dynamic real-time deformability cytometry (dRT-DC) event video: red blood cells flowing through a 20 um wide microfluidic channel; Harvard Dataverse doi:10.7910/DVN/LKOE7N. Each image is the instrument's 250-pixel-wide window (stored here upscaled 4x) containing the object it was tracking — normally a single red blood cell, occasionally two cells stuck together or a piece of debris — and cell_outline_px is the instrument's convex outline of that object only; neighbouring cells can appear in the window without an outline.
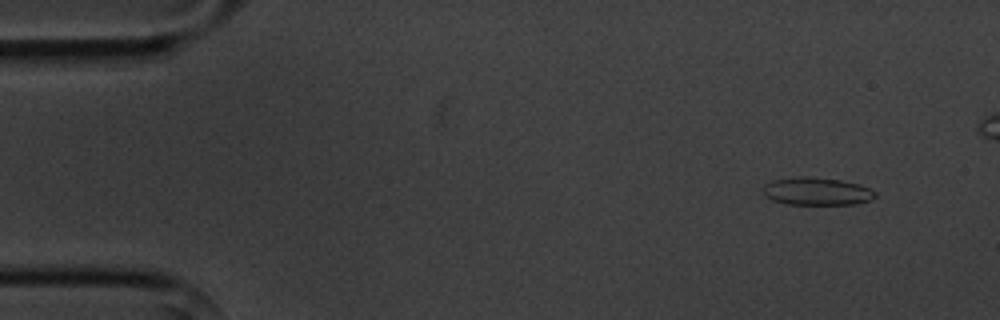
{"species": "common noctule bat (a hibernating species)", "species_latin": "Nyctalus noctula", "temperature_condition": "cold", "stored_images_in_passage": 5, "camera_frame_rate_fps": 3000, "um_per_image_px": 0.085, "animal": {"sex": "male", "body_mass_g": 20.1, "forearm_length_mm": 53.5}, "frame": {"image": 1, "passage_image": 1, "time_ms": 0.0, "image_size_px": [1000, 320], "cell_outline_px": [[876, 196], [872, 200], [856, 204], [788, 204], [772, 200], [764, 196], [764, 184], [772, 180], [796, 176], [812, 176], [840, 180], [860, 184], [876, 192]], "centroid_in_image_um": [69.43, 16.25], "position_along_channel_um": 15.6, "area_um2": 18.32}}